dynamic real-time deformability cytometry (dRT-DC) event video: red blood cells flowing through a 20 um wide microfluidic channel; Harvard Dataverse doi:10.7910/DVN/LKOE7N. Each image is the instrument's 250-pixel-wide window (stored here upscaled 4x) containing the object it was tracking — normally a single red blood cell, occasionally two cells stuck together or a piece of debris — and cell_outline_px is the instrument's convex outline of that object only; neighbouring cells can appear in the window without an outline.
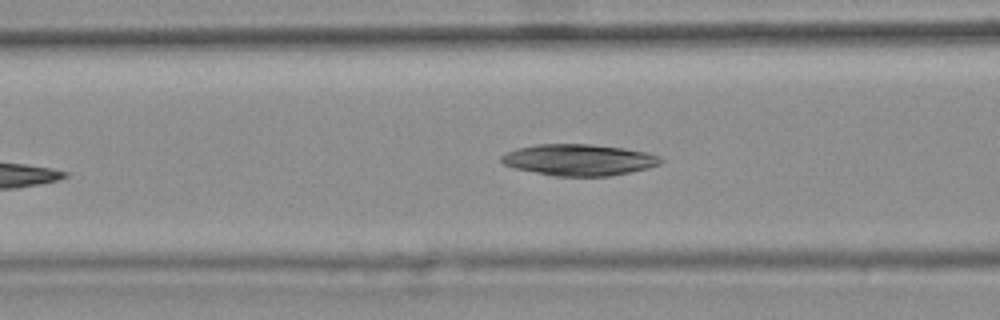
{"species": "common noctule bat (a hibernating species)", "species_latin": "Nyctalus noctula", "temperature_condition": "warm", "stored_images_in_passage": 8, "camera_frame_rate_fps": 3000, "um_per_image_px": 0.085, "animal": {"sex": "female", "body_mass_g": 25.1}, "frame": {"image": 1, "passage_image": 8, "time_ms": 2.333, "image_size_px": [1000, 320], "cell_outline_px": [[664, 160], [660, 164], [648, 168], [632, 172], [608, 176], [556, 176], [516, 168], [504, 164], [500, 160], [500, 156], [516, 148], [536, 144], [592, 144], [624, 148], [644, 152], [660, 156]], "centroid_in_image_um": [49.23, 13.58], "position_along_channel_um": 117.4, "area_um2": 29.07}}